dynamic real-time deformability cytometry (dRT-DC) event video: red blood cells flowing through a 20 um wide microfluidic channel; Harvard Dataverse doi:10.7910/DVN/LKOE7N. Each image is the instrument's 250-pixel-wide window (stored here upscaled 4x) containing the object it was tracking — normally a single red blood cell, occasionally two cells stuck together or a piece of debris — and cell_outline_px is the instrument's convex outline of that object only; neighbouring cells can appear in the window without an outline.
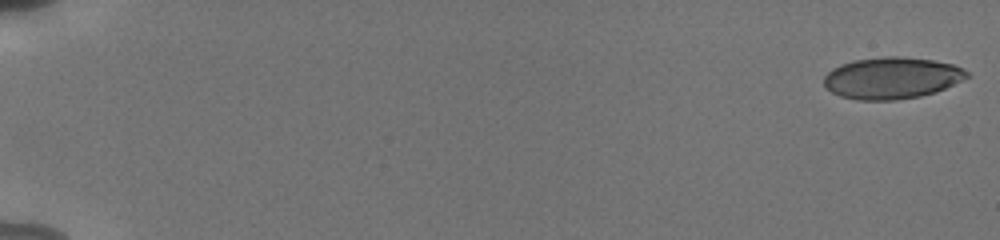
{"species": "human", "species_latin": "Homo sapiens", "temperature_condition": "cold", "stored_images_in_passage": 55, "camera_frame_rate_fps": 3000, "um_per_image_px": 0.085, "donor": {"sex": "male"}, "frame": {"image": 1, "passage_image": 1, "time_ms": 0.0, "image_size_px": [1000, 240], "cell_outline_px": [[972, 76], [936, 92], [920, 96], [896, 100], [856, 100], [840, 96], [832, 92], [824, 84], [824, 76], [832, 68], [840, 64], [852, 60], [888, 56], [900, 56], [932, 60], [952, 64], [968, 72]], "centroid_in_image_um": [75.8, 6.63], "position_along_channel_um": 9.2, "area_um2": 34.8}}
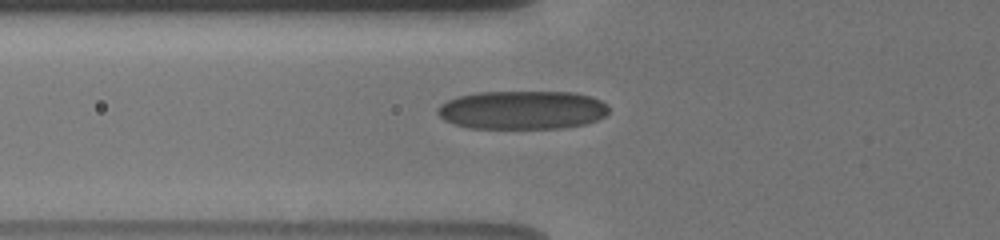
{"frame": {"image": 2, "passage_image": 22, "time_ms": 7.0, "image_size_px": [1000, 240], "cell_outline_px": [[608, 112], [604, 116], [596, 120], [584, 124], [564, 128], [468, 128], [444, 120], [436, 112], [436, 108], [440, 104], [456, 96], [476, 92], [576, 92], [592, 96], [608, 104]], "centroid_in_image_um": [44.39, 9.34], "position_along_channel_um": 81.4, "area_um2": 38.78}}
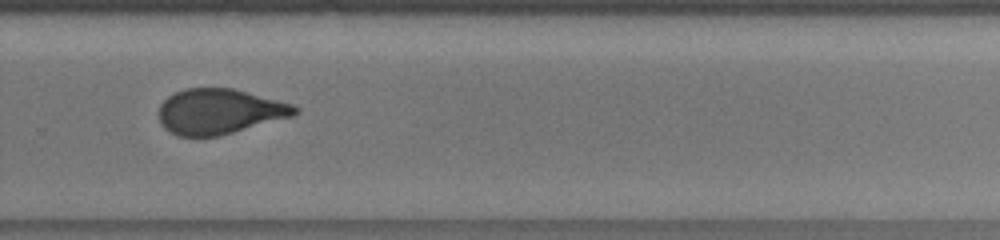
{"frame": {"image": 3, "passage_image": 40, "time_ms": 13.0, "image_size_px": [1000, 240], "cell_outline_px": [[300, 112], [292, 116], [232, 132], [216, 136], [180, 136], [164, 128], [160, 124], [160, 104], [168, 96], [184, 88], [232, 88], [292, 104], [300, 108]], "centroid_in_image_um": [18.64, 9.46], "position_along_channel_um": 311.2, "area_um2": 35.43}, "authors_computed_cell_mechanics": {"area_um2": 36.2406, "velocity_mm_per_s": 3.8358, "shape_relaxation_time_tau1_ms": 5.6286, "shape_relaxation_time_tau2_ms": 1.0496, "deformation_change_tau1": 0.1547, "deformation_change_tau2": 0.0641}}